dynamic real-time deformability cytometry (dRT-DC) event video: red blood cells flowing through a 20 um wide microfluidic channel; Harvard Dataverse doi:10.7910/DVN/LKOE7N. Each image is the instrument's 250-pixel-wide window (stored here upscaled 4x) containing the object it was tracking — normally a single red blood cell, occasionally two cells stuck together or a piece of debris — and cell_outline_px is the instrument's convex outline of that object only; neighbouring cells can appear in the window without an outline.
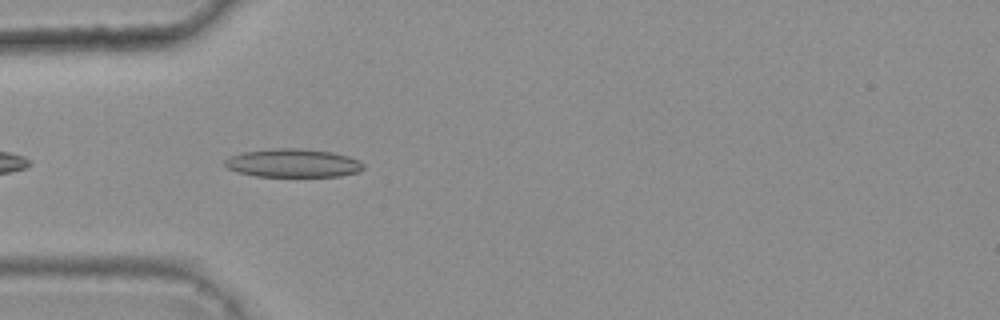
{"species": "common noctule bat (a hibernating species)", "species_latin": "Nyctalus noctula", "temperature_condition": "warm", "stored_images_in_passage": 5, "camera_frame_rate_fps": 3000, "um_per_image_px": 0.085, "animal": {"sex": "female", "body_mass_g": 25.1}, "frame": {"image": 1, "passage_image": 5, "time_ms": 1.333, "image_size_px": [1000, 320], "cell_outline_px": [[364, 168], [360, 172], [340, 176], [256, 176], [236, 172], [228, 168], [224, 164], [224, 160], [232, 156], [244, 152], [272, 148], [304, 148], [332, 152], [348, 156], [360, 160], [364, 164]], "centroid_in_image_um": [24.94, 13.86], "position_along_channel_um": 60.1, "area_um2": 23.06}}